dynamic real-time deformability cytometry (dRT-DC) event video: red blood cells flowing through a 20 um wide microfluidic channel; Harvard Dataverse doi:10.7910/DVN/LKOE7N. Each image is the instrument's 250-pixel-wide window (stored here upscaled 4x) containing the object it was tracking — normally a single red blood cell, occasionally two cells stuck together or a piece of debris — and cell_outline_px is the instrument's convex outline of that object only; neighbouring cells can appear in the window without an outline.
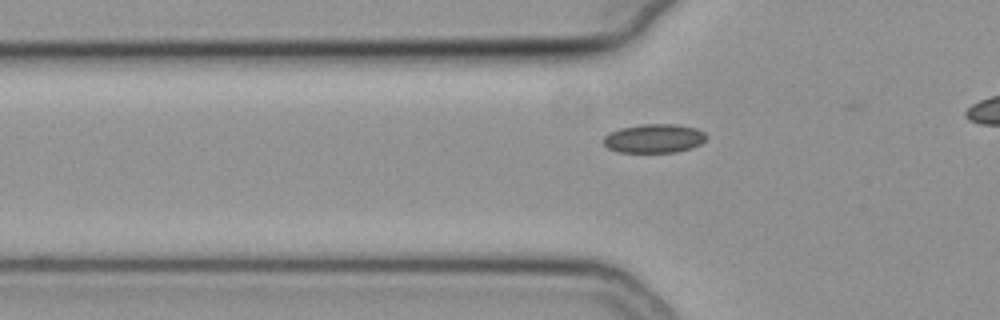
{"species": "common noctule bat (a hibernating species)", "species_latin": "Nyctalus noctula", "temperature_condition": "cold", "stored_images_in_passage": 35, "camera_frame_rate_fps": 3000, "um_per_image_px": 0.085, "animal": {"sex": "female", "body_mass_g": 19.3, "forearm_length_mm": 54.1}, "frame": {"image": 1, "passage_image": 6, "time_ms": 1.667, "image_size_px": [1000, 320], "cell_outline_px": [[708, 136], [700, 144], [692, 148], [676, 152], [620, 152], [608, 148], [604, 144], [604, 136], [620, 128], [640, 124], [676, 124], [696, 128], [704, 132]], "centroid_in_image_um": [55.62, 11.76], "position_along_channel_um": 70.2, "area_um2": 17.28}}
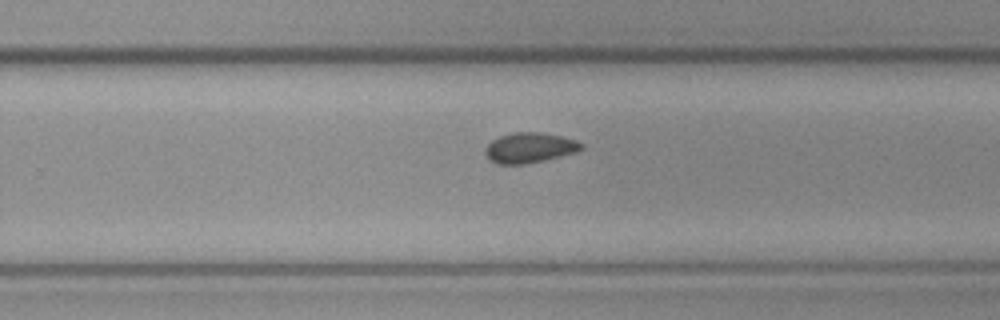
{"frame": {"image": 2, "passage_image": 23, "time_ms": 7.333, "image_size_px": [1000, 320], "cell_outline_px": [[584, 148], [576, 152], [544, 160], [524, 164], [496, 164], [488, 160], [484, 152], [484, 148], [492, 140], [500, 136], [516, 132], [540, 132], [560, 136], [576, 140], [584, 144]], "centroid_in_image_um": [44.99, 12.56], "position_along_channel_um": 284.8, "area_um2": 16.99}}
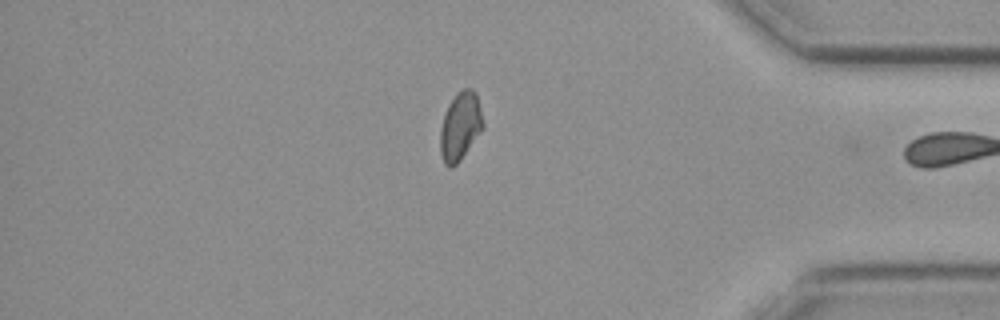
{"frame": {"image": 3, "passage_image": 34, "time_ms": 11.0, "image_size_px": [1000, 320], "cell_outline_px": [[484, 128], [460, 160], [452, 168], [448, 168], [444, 164], [440, 152], [440, 128], [444, 112], [448, 104], [464, 88], [472, 88], [476, 92], [484, 124]], "centroid_in_image_um": [39.11, 10.76], "position_along_channel_um": 396.1, "area_um2": 17.05}, "authors_computed_cell_mechanics": {"area_um2": 16.9354, "velocity_mm_per_s": 3.7953, "shape_relaxation_time_tau1_ms": null, "shape_relaxation_time_tau2_ms": 5.039, "deformation_change_tau1": null, "deformation_change_tau2": 0.0618}}